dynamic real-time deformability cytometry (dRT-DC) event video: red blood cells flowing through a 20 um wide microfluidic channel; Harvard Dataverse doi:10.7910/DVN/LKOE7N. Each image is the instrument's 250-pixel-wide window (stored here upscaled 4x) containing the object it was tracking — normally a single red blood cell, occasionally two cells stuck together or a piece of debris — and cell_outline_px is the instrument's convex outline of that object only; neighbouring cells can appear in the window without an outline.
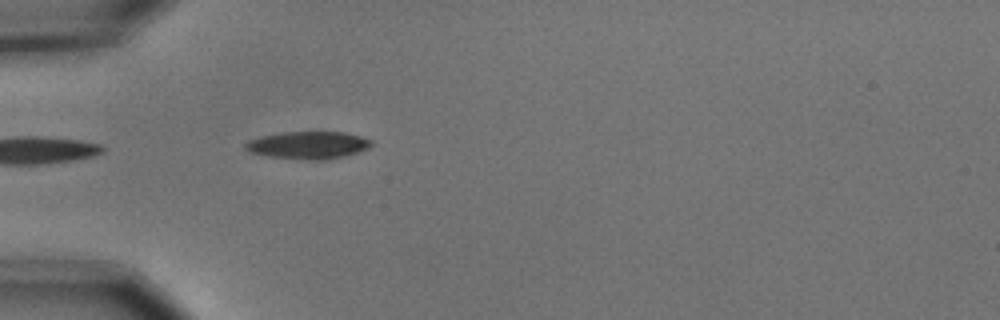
{"species": "common noctule bat (a hibernating species)", "species_latin": "Nyctalus noctula", "temperature_condition": "cold", "stored_images_in_passage": 1, "camera_frame_rate_fps": 3000, "um_per_image_px": 0.085, "animal": {"sex": "male", "body_mass_g": 15.6}, "frame": {"image": 1, "passage_image": 1, "time_ms": 0.0, "image_size_px": [1000, 320], "cell_outline_px": [[372, 144], [368, 148], [344, 156], [324, 160], [312, 160], [268, 156], [252, 152], [244, 148], [244, 144], [248, 140], [264, 136], [284, 132], [344, 132], [360, 136], [372, 140]], "centroid_in_image_um": [26.21, 12.33], "position_along_channel_um": 58.8, "area_um2": 19.88}}